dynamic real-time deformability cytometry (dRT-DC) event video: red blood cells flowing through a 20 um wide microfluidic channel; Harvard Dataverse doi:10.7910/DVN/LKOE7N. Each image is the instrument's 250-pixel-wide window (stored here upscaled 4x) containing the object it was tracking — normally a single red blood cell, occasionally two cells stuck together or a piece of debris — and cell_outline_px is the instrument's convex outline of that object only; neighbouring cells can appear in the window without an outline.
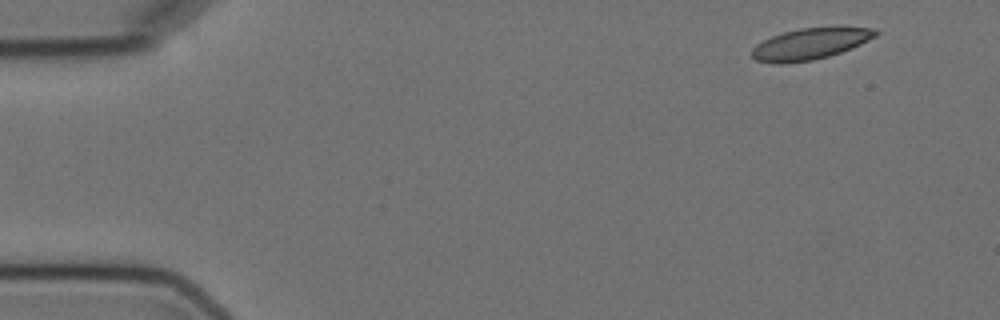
{"species": "Egyptian fruit bat (a non-hibernating species)", "species_latin": "Rousettus aegyptiacus", "temperature_condition": "cold", "stored_images_in_passage": 4, "camera_frame_rate_fps": 3000, "um_per_image_px": 0.085, "animal": {"sex": "female"}, "frame": {"image": 1, "passage_image": 1, "time_ms": 0.0, "image_size_px": [1000, 320], "cell_outline_px": [[880, 32], [876, 36], [852, 48], [828, 56], [812, 60], [784, 64], [772, 64], [756, 60], [752, 56], [752, 48], [756, 44], [772, 36], [784, 32], [800, 28], [836, 24], [840, 24], [876, 28]], "centroid_in_image_um": [68.94, 3.67], "position_along_channel_um": 16.1, "area_um2": 23.47}}
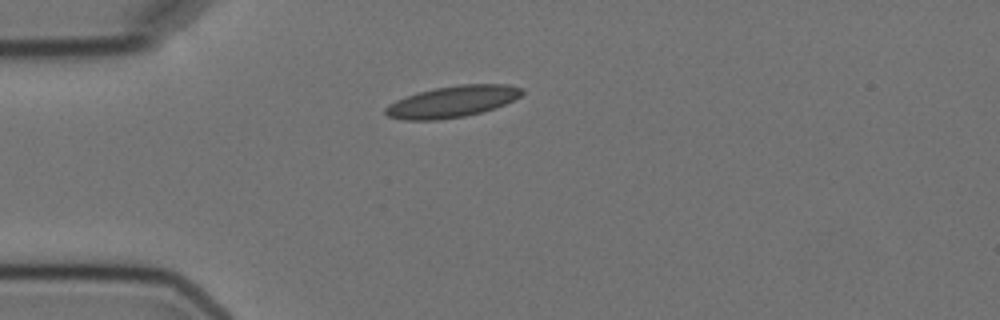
{"frame": {"image": 2, "passage_image": 4, "time_ms": 3.333, "image_size_px": [1000, 320], "cell_outline_px": [[524, 92], [520, 96], [504, 104], [480, 112], [464, 116], [436, 120], [404, 120], [388, 116], [384, 112], [384, 108], [388, 104], [396, 100], [420, 92], [436, 88], [460, 84], [508, 84], [524, 88]], "centroid_in_image_um": [38.44, 8.63], "position_along_channel_um": 46.6, "area_um2": 24.74}}